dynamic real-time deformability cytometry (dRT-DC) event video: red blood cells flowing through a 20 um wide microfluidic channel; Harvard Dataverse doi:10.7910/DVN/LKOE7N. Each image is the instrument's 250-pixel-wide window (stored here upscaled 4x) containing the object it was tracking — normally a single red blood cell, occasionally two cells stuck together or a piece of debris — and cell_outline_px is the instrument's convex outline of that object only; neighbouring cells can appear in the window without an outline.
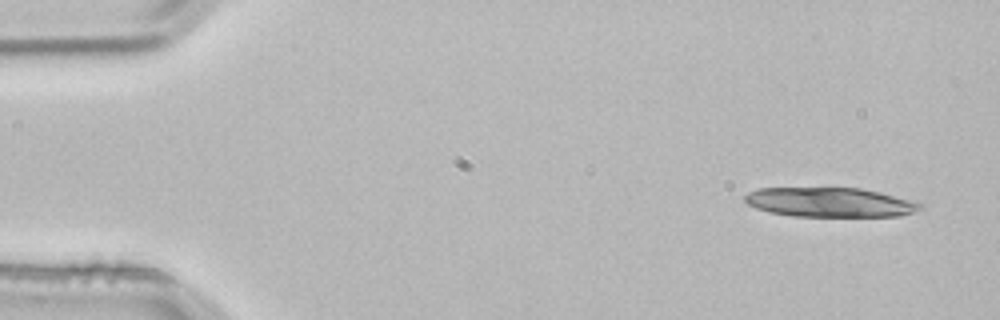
{"species": "common noctule bat (a hibernating species)", "species_latin": "Nyctalus noctula", "temperature_condition": "room temperature", "stored_images_in_passage": 4, "camera_frame_rate_fps": 3000, "um_per_image_px": 0.085, "animal": {"sex": "male", "body_mass_g": 21.5, "forearm_length_mm": 52.0}, "frame": {"image": 1, "passage_image": 1, "time_ms": 0.0, "image_size_px": [1000, 320], "cell_outline_px": [[924, 208], [900, 216], [792, 216], [768, 212], [756, 208], [748, 204], [744, 200], [744, 196], [748, 192], [760, 188], [860, 188], [880, 192], [916, 200]], "centroid_in_image_um": [70.56, 17.19], "position_along_channel_um": 14.4, "area_um2": 30.23}}
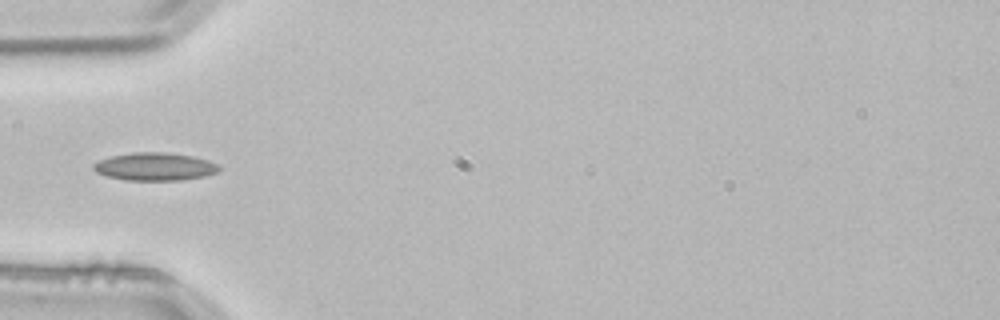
{"frame": {"image": 2, "passage_image": 4, "time_ms": 1.0, "image_size_px": [1000, 320], "cell_outline_px": [[220, 168], [216, 172], [204, 176], [180, 180], [124, 180], [108, 176], [96, 172], [92, 168], [92, 164], [100, 160], [112, 156], [132, 152], [164, 152], [192, 156], [208, 160], [220, 164]], "centroid_in_image_um": [13.16, 14.16], "position_along_channel_um": 71.8, "area_um2": 20.35}}